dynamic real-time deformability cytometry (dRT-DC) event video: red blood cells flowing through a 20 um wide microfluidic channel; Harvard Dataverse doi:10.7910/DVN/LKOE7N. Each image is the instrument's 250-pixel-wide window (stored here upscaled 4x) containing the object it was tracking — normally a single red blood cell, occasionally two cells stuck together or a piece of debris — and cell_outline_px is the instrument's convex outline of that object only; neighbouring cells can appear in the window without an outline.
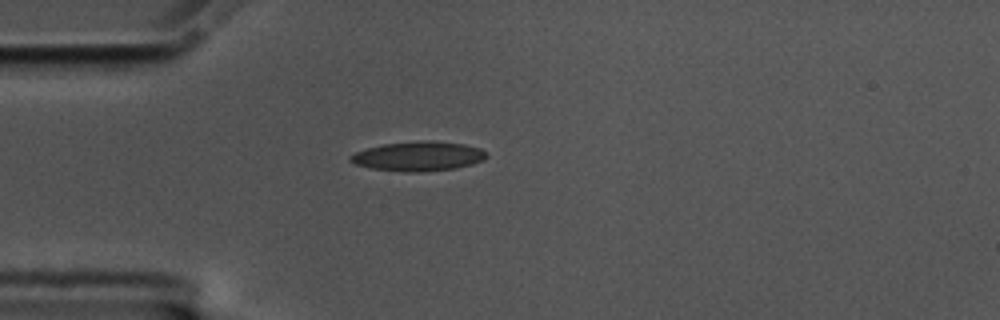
{"species": "common noctule bat (a hibernating species)", "species_latin": "Nyctalus noctula", "temperature_condition": "cold", "stored_images_in_passage": 43, "camera_frame_rate_fps": 3000, "um_per_image_px": 0.085, "animal": {"sex": "male", "body_mass_g": 17.5, "forearm_length_mm": 52.3}, "frame": {"image": 1, "passage_image": 1, "time_ms": 0.0, "image_size_px": [1000, 320], "cell_outline_px": [[488, 156], [484, 160], [472, 164], [456, 168], [416, 172], [408, 172], [372, 168], [356, 164], [348, 160], [348, 156], [356, 152], [368, 148], [384, 144], [464, 144], [480, 148]], "centroid_in_image_um": [35.54, 13.34], "position_along_channel_um": 49.5, "area_um2": 21.96}}
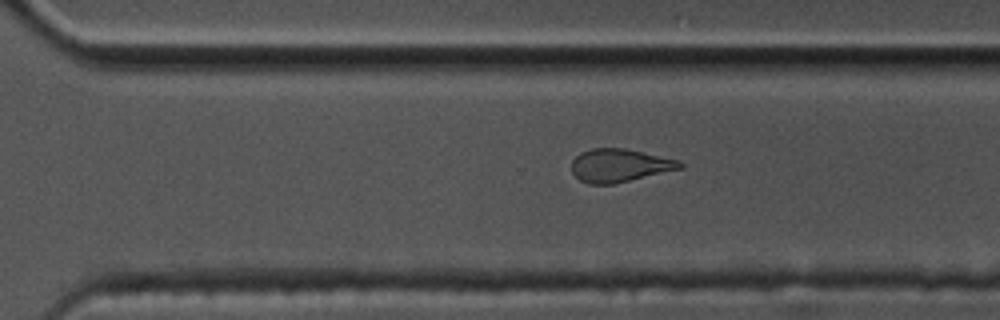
{"frame": {"image": 2, "passage_image": 25, "time_ms": 8.0, "image_size_px": [1000, 320], "cell_outline_px": [[684, 168], [612, 184], [588, 184], [580, 180], [572, 172], [572, 160], [580, 152], [592, 148], [624, 148], [680, 160], [684, 164]], "centroid_in_image_um": [52.67, 14.06], "position_along_channel_um": 317.9, "area_um2": 20.92}}
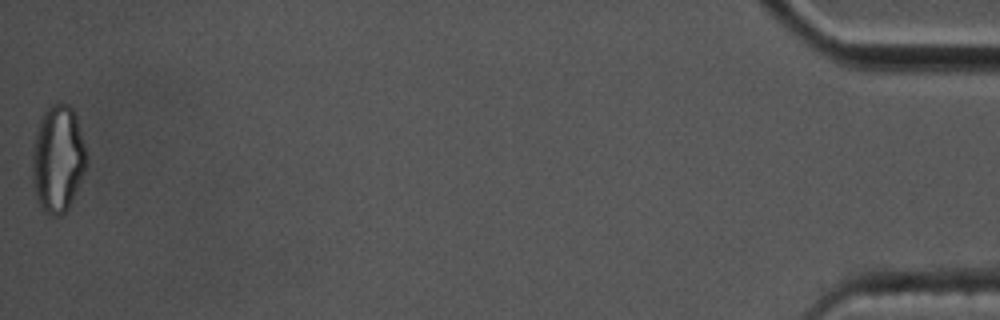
{"frame": {"image": 3, "passage_image": 43, "time_ms": 14.0, "image_size_px": [1000, 320], "cell_outline_px": [[88, 160], [84, 172], [68, 208], [60, 216], [52, 216], [44, 212], [40, 208], [36, 200], [32, 188], [32, 152], [36, 132], [40, 116], [56, 100], [68, 104], [72, 108], [76, 116], [84, 144]], "centroid_in_image_um": [4.89, 13.5], "position_along_channel_um": 430.3, "area_um2": 34.22}, "authors_computed_cell_mechanics": {"area_um2": 21.964, "velocity_mm_per_s": 3.4921, "shape_relaxation_time_tau1_ms": null, "shape_relaxation_time_tau2_ms": 2.7944, "deformation_change_tau1": null, "deformation_change_tau2": 0.1196}}